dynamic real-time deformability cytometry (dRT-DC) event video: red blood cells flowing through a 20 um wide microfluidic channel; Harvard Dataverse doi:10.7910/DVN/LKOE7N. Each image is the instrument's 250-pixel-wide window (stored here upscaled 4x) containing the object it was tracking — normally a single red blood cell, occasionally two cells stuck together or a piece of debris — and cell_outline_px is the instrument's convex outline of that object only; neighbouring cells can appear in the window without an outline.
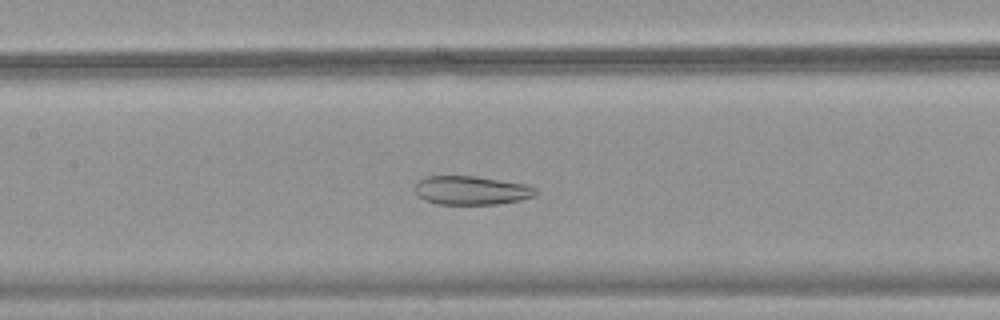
{"species": "common noctule bat (a hibernating species)", "species_latin": "Nyctalus noctula", "temperature_condition": "warm", "stored_images_in_passage": 42, "camera_frame_rate_fps": 3000, "um_per_image_px": 0.085, "animal": {"sex": "female", "body_mass_g": 18.4}, "frame": {"image": 1, "passage_image": 16, "time_ms": 5.0, "image_size_px": [1000, 320], "cell_outline_px": [[540, 192], [536, 196], [520, 200], [496, 204], [440, 204], [424, 200], [416, 192], [416, 180], [424, 176], [472, 176], [528, 184], [536, 188]], "centroid_in_image_um": [40.11, 16.17], "position_along_channel_um": 167.3, "area_um2": 20.35}}
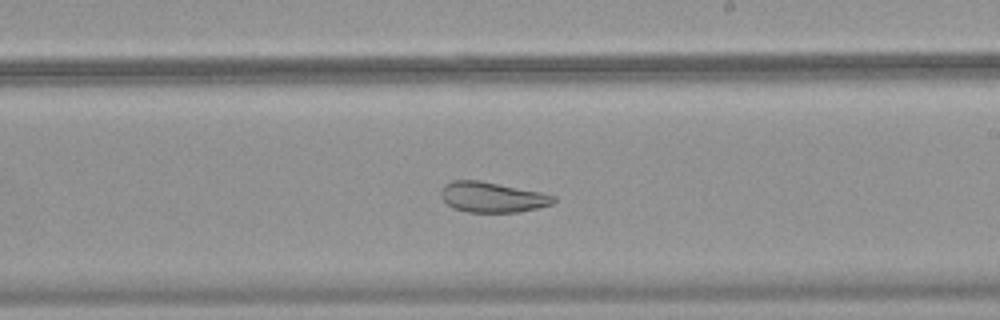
{"frame": {"image": 2, "passage_image": 22, "time_ms": 7.0, "image_size_px": [1000, 320], "cell_outline_px": [[556, 200], [552, 204], [536, 208], [516, 212], [468, 212], [452, 208], [440, 196], [440, 192], [444, 184], [452, 180], [480, 180], [540, 192], [556, 196]], "centroid_in_image_um": [41.81, 16.75], "position_along_channel_um": 247.2, "area_um2": 19.88}}
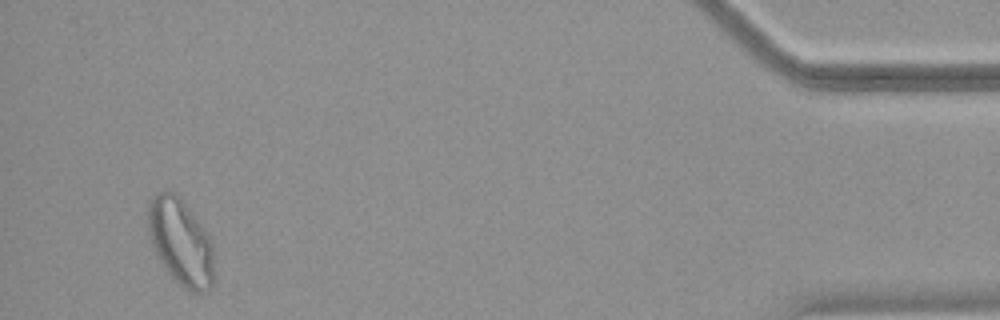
{"frame": {"image": 3, "passage_image": 40, "time_ms": 13.0, "image_size_px": [1000, 320], "cell_outline_px": [[212, 284], [208, 292], [192, 292], [184, 288], [168, 272], [160, 260], [152, 244], [148, 232], [148, 204], [152, 196], [156, 192], [176, 192], [204, 228], [212, 244]], "centroid_in_image_um": [15.34, 20.55], "position_along_channel_um": 419.9, "area_um2": 32.77}}